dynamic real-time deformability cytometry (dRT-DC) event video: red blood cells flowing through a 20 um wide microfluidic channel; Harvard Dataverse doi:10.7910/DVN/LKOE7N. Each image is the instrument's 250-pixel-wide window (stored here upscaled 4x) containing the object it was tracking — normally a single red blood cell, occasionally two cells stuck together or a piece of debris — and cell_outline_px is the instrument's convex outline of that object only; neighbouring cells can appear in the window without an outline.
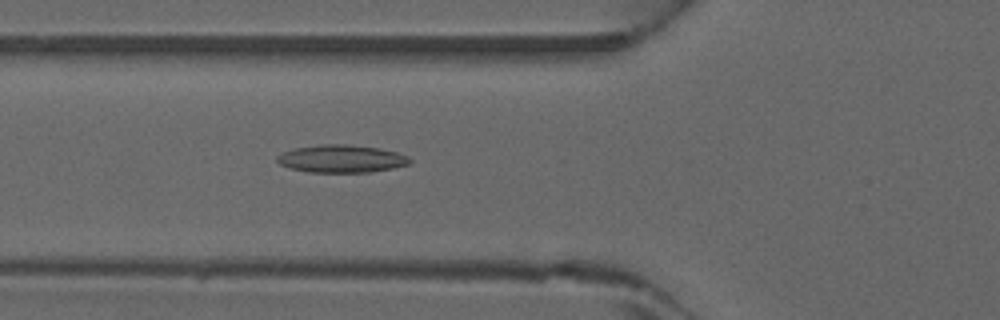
{"species": "common noctule bat (a hibernating species)", "species_latin": "Nyctalus noctula", "temperature_condition": "warm", "stored_images_in_passage": 42, "camera_frame_rate_fps": 3000, "um_per_image_px": 0.085, "animal": {"sex": "male", "forearm_length_mm": 52.5}, "frame": {"image": 1, "passage_image": 17, "time_ms": 5.333, "image_size_px": [1000, 320], "cell_outline_px": [[412, 160], [408, 164], [392, 168], [368, 172], [308, 172], [288, 168], [280, 164], [276, 160], [276, 156], [284, 152], [296, 148], [320, 144], [348, 144], [380, 148], [396, 152], [408, 156]], "centroid_in_image_um": [29.01, 13.49], "position_along_channel_um": 96.8, "area_um2": 21.39}}
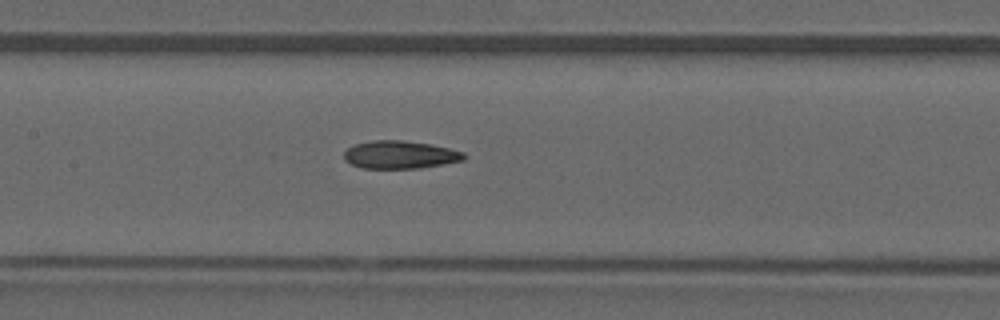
{"frame": {"image": 2, "passage_image": 22, "time_ms": 7.0, "image_size_px": [1000, 320], "cell_outline_px": [[468, 156], [464, 160], [420, 168], [364, 168], [352, 164], [344, 160], [344, 152], [348, 148], [356, 144], [372, 140], [400, 140], [428, 144], [448, 148], [464, 152]], "centroid_in_image_um": [34.01, 13.15], "position_along_channel_um": 173.4, "area_um2": 19.31}}
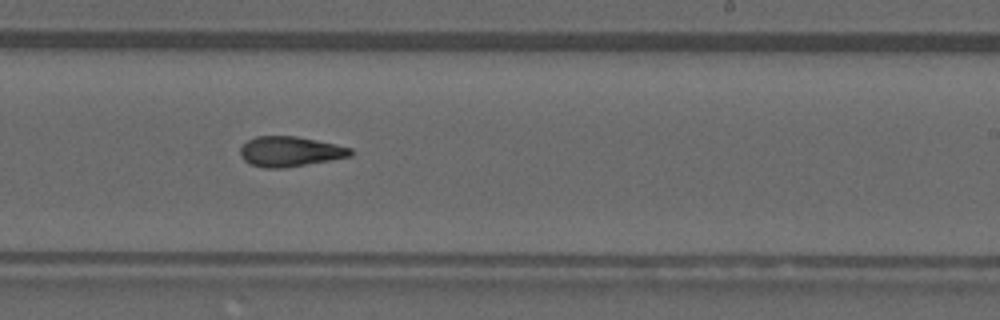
{"frame": {"image": 3, "passage_image": 28, "time_ms": 9.0, "image_size_px": [1000, 320], "cell_outline_px": [[352, 156], [284, 168], [264, 168], [252, 164], [244, 160], [240, 156], [240, 148], [248, 140], [256, 136], [296, 136], [336, 144], [352, 148]], "centroid_in_image_um": [24.65, 12.87], "position_along_channel_um": 264.4, "area_um2": 19.25}}